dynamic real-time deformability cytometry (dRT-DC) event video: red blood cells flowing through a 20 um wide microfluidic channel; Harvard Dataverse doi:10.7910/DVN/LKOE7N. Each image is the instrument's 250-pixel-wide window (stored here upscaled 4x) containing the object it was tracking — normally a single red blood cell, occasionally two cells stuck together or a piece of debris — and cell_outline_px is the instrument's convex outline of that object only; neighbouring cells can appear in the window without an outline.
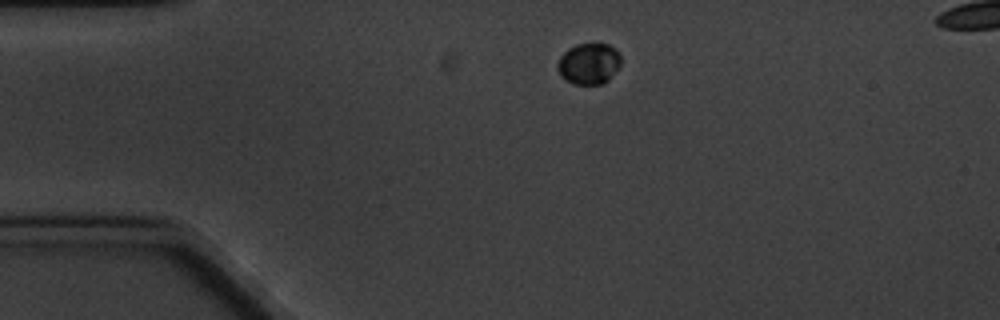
{"species": "common noctule bat (a hibernating species)", "species_latin": "Nyctalus noctula", "temperature_condition": "cold", "stored_images_in_passage": 5, "camera_frame_rate_fps": 3000, "um_per_image_px": 0.085, "animal": {"sex": "male", "body_mass_g": 20.1, "forearm_length_mm": 53.5}, "frame": {"image": 1, "passage_image": 1, "time_ms": 0.0, "image_size_px": [1000, 320], "cell_outline_px": [[620, 64], [608, 80], [604, 84], [572, 84], [560, 76], [556, 68], [556, 64], [560, 56], [568, 48], [576, 44], [608, 44], [620, 56]], "centroid_in_image_um": [49.99, 5.43], "position_along_channel_um": 35.0, "area_um2": 15.14}}